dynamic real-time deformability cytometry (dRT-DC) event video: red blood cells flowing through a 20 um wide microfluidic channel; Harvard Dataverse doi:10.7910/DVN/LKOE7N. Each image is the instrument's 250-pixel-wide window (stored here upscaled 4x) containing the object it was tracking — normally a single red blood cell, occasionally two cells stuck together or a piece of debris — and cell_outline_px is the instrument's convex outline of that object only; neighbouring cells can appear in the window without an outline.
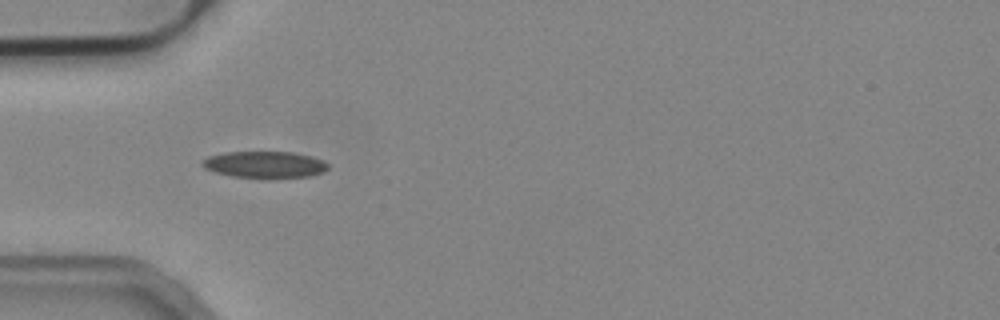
{"species": "common noctule bat (a hibernating species)", "species_latin": "Nyctalus noctula", "temperature_condition": "cold", "stored_images_in_passage": 20, "camera_frame_rate_fps": 3000, "um_per_image_px": 0.085, "animal": {"sex": "male", "body_mass_g": 19.2, "forearm_length_mm": 51.8}, "frame": {"image": 1, "passage_image": 4, "time_ms": 1.0, "image_size_px": [1000, 320], "cell_outline_px": [[328, 168], [324, 172], [308, 176], [272, 180], [268, 180], [232, 176], [216, 172], [204, 168], [200, 164], [200, 160], [208, 156], [224, 152], [292, 152], [324, 160], [328, 164]], "centroid_in_image_um": [22.48, 14.02], "position_along_channel_um": 62.5, "area_um2": 20.11}}
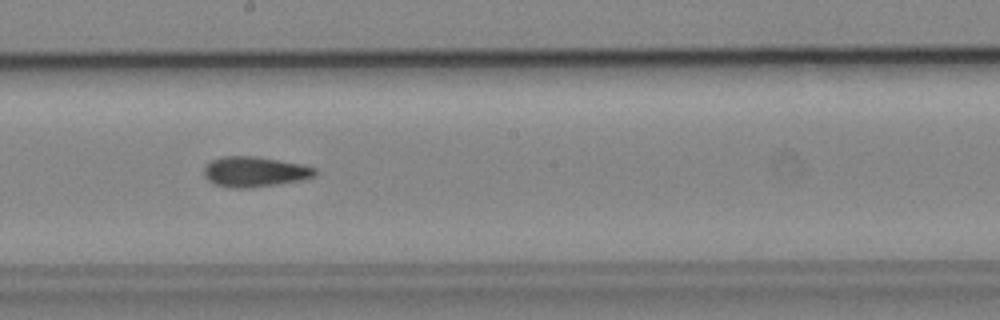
{"frame": {"image": 2, "passage_image": 17, "time_ms": 5.333, "image_size_px": [1000, 320], "cell_outline_px": [[316, 172], [312, 176], [300, 180], [276, 184], [248, 188], [232, 188], [216, 184], [208, 180], [204, 176], [204, 168], [212, 160], [224, 156], [256, 156], [300, 164], [316, 168]], "centroid_in_image_um": [21.61, 14.59], "position_along_channel_um": 226.6, "area_um2": 19.25}}